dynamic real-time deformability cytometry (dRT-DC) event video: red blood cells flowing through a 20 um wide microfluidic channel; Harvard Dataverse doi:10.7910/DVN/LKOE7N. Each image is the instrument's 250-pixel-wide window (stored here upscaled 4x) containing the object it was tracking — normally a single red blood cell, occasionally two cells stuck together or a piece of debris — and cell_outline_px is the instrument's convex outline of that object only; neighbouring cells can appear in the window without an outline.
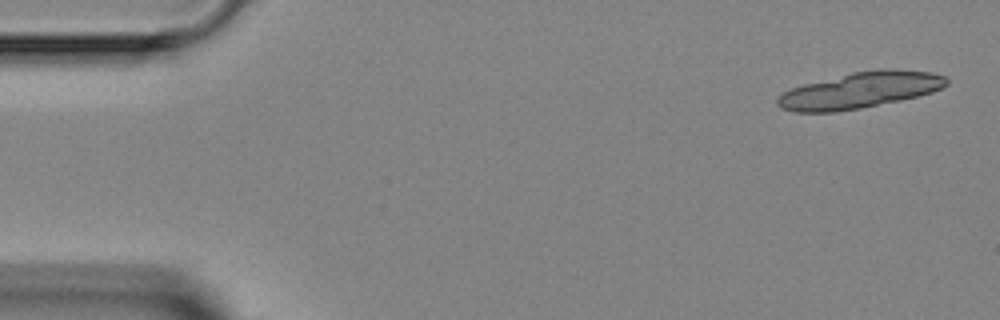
{"species": "Egyptian fruit bat (a non-hibernating species)", "species_latin": "Rousettus aegyptiacus", "temperature_condition": "room temperature", "stored_images_in_passage": 4, "camera_frame_rate_fps": 3000, "um_per_image_px": 0.085, "animal": {"sex": "female"}, "frame": {"image": 1, "passage_image": 1, "time_ms": 0.0, "image_size_px": [1000, 320], "cell_outline_px": [[948, 84], [932, 92], [900, 100], [860, 108], [836, 112], [792, 112], [780, 108], [776, 104], [776, 100], [784, 92], [792, 88], [804, 84], [852, 72], [880, 68], [888, 68], [932, 72], [944, 76], [948, 80]], "centroid_in_image_um": [73.09, 7.67], "position_along_channel_um": 11.9, "area_um2": 35.43}}